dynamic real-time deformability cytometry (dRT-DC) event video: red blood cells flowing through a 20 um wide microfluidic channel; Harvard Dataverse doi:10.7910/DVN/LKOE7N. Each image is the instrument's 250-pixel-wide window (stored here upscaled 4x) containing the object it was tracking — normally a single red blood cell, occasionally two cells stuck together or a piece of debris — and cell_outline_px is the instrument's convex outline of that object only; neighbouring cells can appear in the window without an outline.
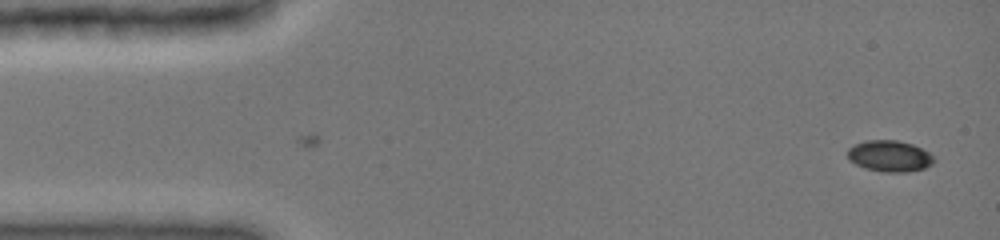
{"species": "common noctule bat (a hibernating species)", "species_latin": "Nyctalus noctula", "temperature_condition": "cold", "stored_images_in_passage": 10, "camera_frame_rate_fps": 3000, "um_per_image_px": 0.085, "animal": {"sex": "female", "body_mass_g": 19.0, "forearm_length_mm": 51.5}, "frame": {"image": 1, "passage_image": 1, "time_ms": 0.0, "image_size_px": [1000, 240], "cell_outline_px": [[936, 160], [932, 164], [924, 168], [904, 172], [884, 172], [864, 168], [848, 160], [848, 148], [856, 144], [868, 140], [896, 140], [912, 144], [928, 152]], "centroid_in_image_um": [75.6, 13.27], "position_along_channel_um": 9.4, "area_um2": 15.61}}
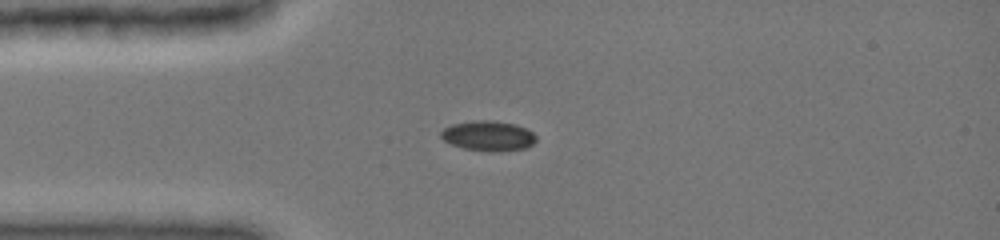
{"frame": {"image": 2, "passage_image": 9, "time_ms": 2.667, "image_size_px": [1000, 240], "cell_outline_px": [[536, 140], [532, 144], [524, 148], [492, 152], [488, 152], [464, 148], [452, 144], [444, 140], [440, 136], [440, 132], [444, 128], [452, 124], [476, 120], [492, 120], [516, 124], [528, 128], [536, 136]], "centroid_in_image_um": [41.51, 11.54], "position_along_channel_um": 43.5, "area_um2": 16.7}}